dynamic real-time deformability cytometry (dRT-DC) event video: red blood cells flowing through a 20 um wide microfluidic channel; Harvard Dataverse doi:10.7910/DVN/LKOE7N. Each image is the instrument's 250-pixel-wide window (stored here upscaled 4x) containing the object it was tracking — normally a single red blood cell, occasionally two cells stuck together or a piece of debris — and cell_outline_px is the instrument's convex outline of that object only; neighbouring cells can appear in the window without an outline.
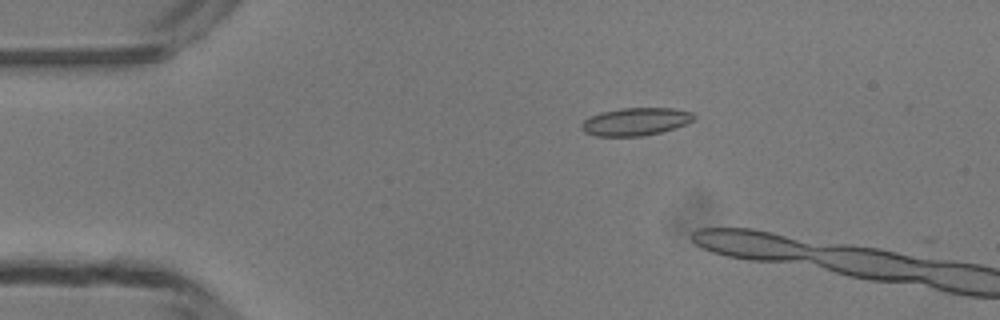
{"species": "common noctule bat (a hibernating species)", "species_latin": "Nyctalus noctula", "temperature_condition": "room temperature", "stored_images_in_passage": 14, "camera_frame_rate_fps": 3000, "um_per_image_px": 0.085, "animal": {"sex": "male", "body_mass_g": 13.3}, "frame": {"image": 1, "passage_image": 10, "time_ms": 3.0, "image_size_px": [1000, 320], "cell_outline_px": [[696, 116], [692, 120], [684, 124], [660, 132], [640, 136], [596, 136], [584, 132], [580, 128], [580, 124], [584, 120], [600, 112], [620, 108], [672, 108], [692, 112]], "centroid_in_image_um": [53.98, 10.33], "position_along_channel_um": 31.0, "area_um2": 18.03}}